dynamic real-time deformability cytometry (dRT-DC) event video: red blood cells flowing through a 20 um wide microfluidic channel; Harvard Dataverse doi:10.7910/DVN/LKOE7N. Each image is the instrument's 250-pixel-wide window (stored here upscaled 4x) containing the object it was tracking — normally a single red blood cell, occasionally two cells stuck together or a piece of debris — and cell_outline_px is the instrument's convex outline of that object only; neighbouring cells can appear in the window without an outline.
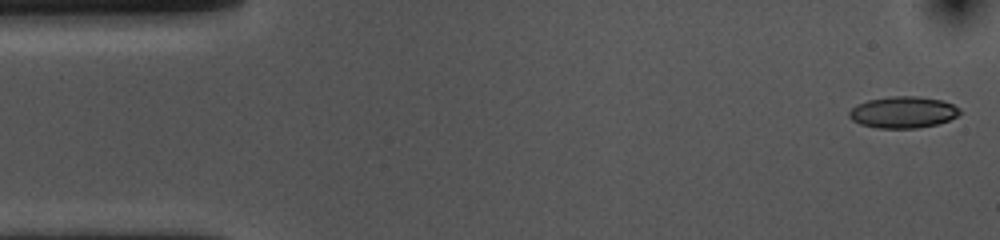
{"species": "common noctule bat (a hibernating species)", "species_latin": "Nyctalus noctula", "temperature_condition": "cold", "stored_images_in_passage": 54, "camera_frame_rate_fps": 3000, "um_per_image_px": 0.085, "animal": {"sex": "female", "body_mass_g": 10.0, "forearm_length_mm": 53.1}, "frame": {"image": 1, "passage_image": 1, "time_ms": 0.0, "image_size_px": [1000, 240], "cell_outline_px": [[960, 112], [956, 116], [948, 120], [936, 124], [916, 128], [876, 128], [860, 124], [852, 120], [848, 116], [848, 112], [856, 104], [868, 100], [892, 96], [920, 96], [940, 100], [952, 104], [960, 108]], "centroid_in_image_um": [76.72, 9.54], "position_along_channel_um": 8.3, "area_um2": 20.29}}
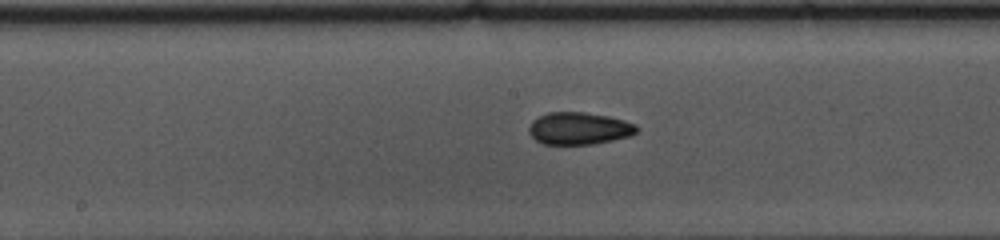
{"frame": {"image": 2, "passage_image": 26, "time_ms": 8.333, "image_size_px": [1000, 240], "cell_outline_px": [[640, 128], [632, 136], [592, 144], [544, 144], [536, 140], [528, 132], [528, 128], [532, 120], [548, 112], [584, 112], [608, 116], [624, 120], [636, 124]], "centroid_in_image_um": [49.23, 10.91], "position_along_channel_um": 199.0, "area_um2": 20.35}}
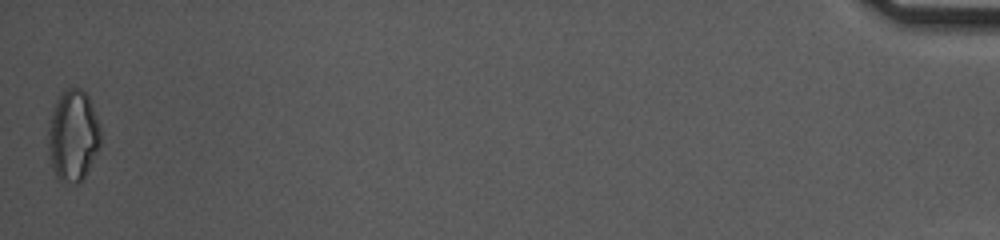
{"frame": {"image": 3, "passage_image": 54, "time_ms": 17.667, "image_size_px": [1000, 240], "cell_outline_px": [[100, 144], [84, 180], [76, 184], [60, 180], [56, 176], [52, 168], [48, 148], [48, 128], [52, 112], [56, 100], [64, 88], [80, 88], [88, 96], [92, 104], [100, 128]], "centroid_in_image_um": [6.2, 11.53], "position_along_channel_um": 429.0, "area_um2": 27.92}, "authors_computed_cell_mechanics": {"area_um2": 20.2011, "velocity_mm_per_s": 3.5499, "shape_relaxation_time_tau1_ms": 7.2523, "shape_relaxation_time_tau2_ms": 4.1599, "deformation_change_tau1": 0.1284, "deformation_change_tau2": 0.1052}}